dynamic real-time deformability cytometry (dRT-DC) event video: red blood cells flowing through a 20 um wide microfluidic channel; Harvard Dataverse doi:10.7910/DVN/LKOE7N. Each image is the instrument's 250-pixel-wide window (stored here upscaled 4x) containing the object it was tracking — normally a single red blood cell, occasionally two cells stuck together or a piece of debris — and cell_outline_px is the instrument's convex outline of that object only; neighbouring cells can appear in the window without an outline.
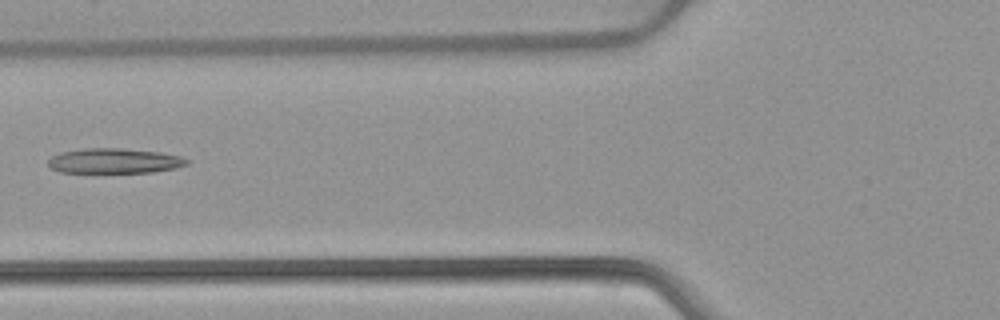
{"species": "common noctule bat (a hibernating species)", "species_latin": "Nyctalus noctula", "temperature_condition": "warm", "stored_images_in_passage": 5, "camera_frame_rate_fps": 3000, "um_per_image_px": 0.085, "animal": {"sex": "female", "body_mass_g": 22.7, "forearm_length_mm": 54.2}, "frame": {"image": 1, "passage_image": 5, "time_ms": 5.0, "image_size_px": [1000, 320], "cell_outline_px": [[188, 164], [176, 168], [152, 172], [60, 172], [52, 168], [48, 164], [48, 160], [52, 156], [60, 152], [84, 148], [120, 148], [160, 152], [184, 156], [188, 160]], "centroid_in_image_um": [9.75, 13.66], "position_along_channel_um": 116.1, "area_um2": 20.23}}